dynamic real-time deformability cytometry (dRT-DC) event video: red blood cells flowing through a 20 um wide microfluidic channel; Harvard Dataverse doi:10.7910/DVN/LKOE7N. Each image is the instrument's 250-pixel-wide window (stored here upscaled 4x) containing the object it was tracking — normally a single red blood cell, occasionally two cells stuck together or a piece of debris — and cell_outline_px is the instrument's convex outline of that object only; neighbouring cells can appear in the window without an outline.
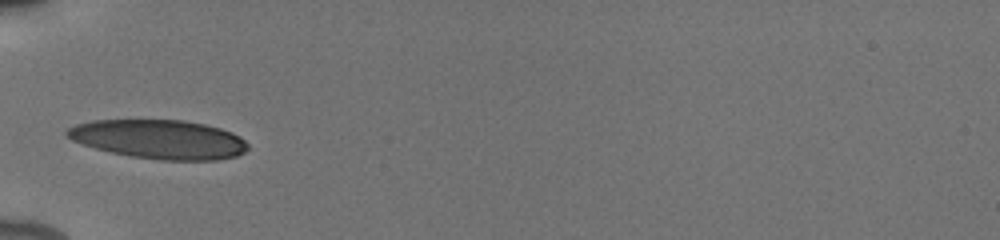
{"species": "human", "species_latin": "Homo sapiens", "temperature_condition": "cold", "stored_images_in_passage": 35, "camera_frame_rate_fps": 3000, "um_per_image_px": 0.085, "donor": {"sex": "male"}, "frame": {"image": 1, "passage_image": 1, "time_ms": 0.0, "image_size_px": [1000, 240], "cell_outline_px": [[248, 148], [244, 152], [236, 156], [216, 160], [160, 160], [132, 156], [112, 152], [96, 148], [72, 140], [64, 136], [64, 132], [68, 128], [76, 124], [92, 120], [184, 120], [204, 124], [220, 128], [232, 132], [240, 136], [248, 144]], "centroid_in_image_um": [13.53, 11.83], "position_along_channel_um": 71.5, "area_um2": 41.1}}
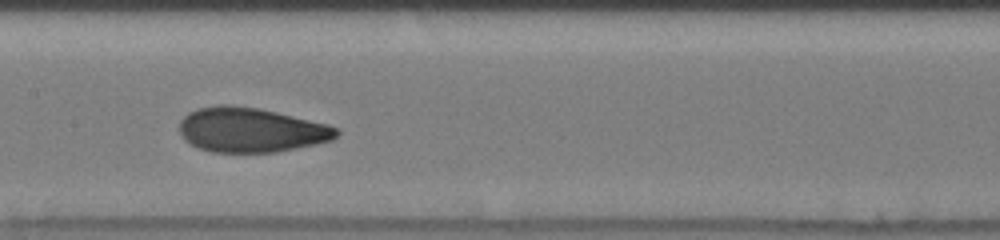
{"frame": {"image": 2, "passage_image": 10, "time_ms": 3.0, "image_size_px": [1000, 240], "cell_outline_px": [[340, 132], [332, 140], [316, 144], [276, 152], [212, 152], [200, 148], [184, 140], [180, 132], [180, 120], [188, 112], [196, 108], [220, 104], [232, 104], [260, 108], [328, 124], [340, 128]], "centroid_in_image_um": [21.33, 11.03], "position_along_channel_um": 186.1, "area_um2": 41.1}}
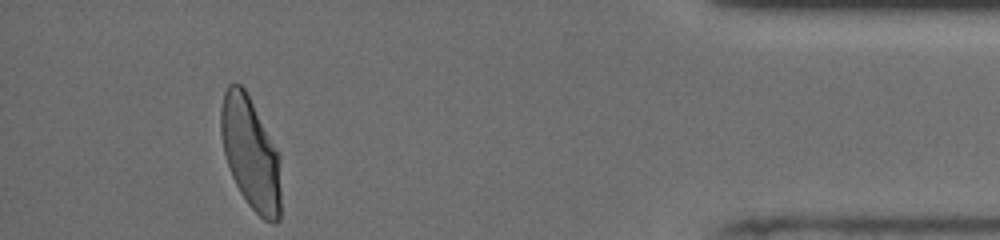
{"frame": {"image": 3, "passage_image": 31, "time_ms": 10.0, "image_size_px": [1000, 240], "cell_outline_px": [[280, 220], [276, 224], [272, 224], [264, 220], [248, 204], [240, 192], [232, 176], [224, 152], [220, 132], [220, 108], [224, 92], [228, 84], [240, 84], [244, 88], [280, 156]], "centroid_in_image_um": [21.3, 13.07], "position_along_channel_um": 413.9, "area_um2": 38.96}, "authors_computed_cell_mechanics": {"area_um2": 40.2866, "velocity_mm_per_s": 3.9038, "shape_relaxation_time_tau1_ms": 3.7443, "shape_relaxation_time_tau2_ms": 0.9327, "deformation_change_tau1": 0.159, "deformation_change_tau2": 0.0677}}